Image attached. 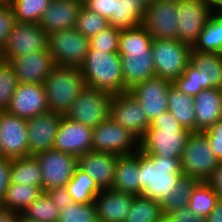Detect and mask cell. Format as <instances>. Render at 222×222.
Returning <instances> with one entry per match:
<instances>
[{
  "instance_id": "681fc988",
  "label": "cell",
  "mask_w": 222,
  "mask_h": 222,
  "mask_svg": "<svg viewBox=\"0 0 222 222\" xmlns=\"http://www.w3.org/2000/svg\"><path fill=\"white\" fill-rule=\"evenodd\" d=\"M218 194V197L222 199V162L218 163L217 168L214 170L213 175L207 181Z\"/></svg>"
},
{
  "instance_id": "3957f363",
  "label": "cell",
  "mask_w": 222,
  "mask_h": 222,
  "mask_svg": "<svg viewBox=\"0 0 222 222\" xmlns=\"http://www.w3.org/2000/svg\"><path fill=\"white\" fill-rule=\"evenodd\" d=\"M191 134L170 111L154 118L139 139V150L148 155L181 158Z\"/></svg>"
},
{
  "instance_id": "30bf717a",
  "label": "cell",
  "mask_w": 222,
  "mask_h": 222,
  "mask_svg": "<svg viewBox=\"0 0 222 222\" xmlns=\"http://www.w3.org/2000/svg\"><path fill=\"white\" fill-rule=\"evenodd\" d=\"M111 100L109 93L86 86L64 116L94 129L110 117Z\"/></svg>"
},
{
  "instance_id": "44dd1931",
  "label": "cell",
  "mask_w": 222,
  "mask_h": 222,
  "mask_svg": "<svg viewBox=\"0 0 222 222\" xmlns=\"http://www.w3.org/2000/svg\"><path fill=\"white\" fill-rule=\"evenodd\" d=\"M93 129L68 119L64 115L55 137L53 149L77 158L92 150Z\"/></svg>"
},
{
  "instance_id": "ffe728a7",
  "label": "cell",
  "mask_w": 222,
  "mask_h": 222,
  "mask_svg": "<svg viewBox=\"0 0 222 222\" xmlns=\"http://www.w3.org/2000/svg\"><path fill=\"white\" fill-rule=\"evenodd\" d=\"M62 116L48 111L27 120L29 156L53 149Z\"/></svg>"
},
{
  "instance_id": "6f0895ef",
  "label": "cell",
  "mask_w": 222,
  "mask_h": 222,
  "mask_svg": "<svg viewBox=\"0 0 222 222\" xmlns=\"http://www.w3.org/2000/svg\"><path fill=\"white\" fill-rule=\"evenodd\" d=\"M2 157V153H1V146H0V158Z\"/></svg>"
},
{
  "instance_id": "4dcf8cb0",
  "label": "cell",
  "mask_w": 222,
  "mask_h": 222,
  "mask_svg": "<svg viewBox=\"0 0 222 222\" xmlns=\"http://www.w3.org/2000/svg\"><path fill=\"white\" fill-rule=\"evenodd\" d=\"M192 49L203 53H222V16L216 11L211 14Z\"/></svg>"
},
{
  "instance_id": "d6986e66",
  "label": "cell",
  "mask_w": 222,
  "mask_h": 222,
  "mask_svg": "<svg viewBox=\"0 0 222 222\" xmlns=\"http://www.w3.org/2000/svg\"><path fill=\"white\" fill-rule=\"evenodd\" d=\"M7 112L23 119H30L48 112L46 92L43 84L18 83Z\"/></svg>"
},
{
  "instance_id": "8fae6325",
  "label": "cell",
  "mask_w": 222,
  "mask_h": 222,
  "mask_svg": "<svg viewBox=\"0 0 222 222\" xmlns=\"http://www.w3.org/2000/svg\"><path fill=\"white\" fill-rule=\"evenodd\" d=\"M33 156L38 161L41 170L43 192L66 186L78 167L76 156L56 149L42 151Z\"/></svg>"
},
{
  "instance_id": "7402d4cb",
  "label": "cell",
  "mask_w": 222,
  "mask_h": 222,
  "mask_svg": "<svg viewBox=\"0 0 222 222\" xmlns=\"http://www.w3.org/2000/svg\"><path fill=\"white\" fill-rule=\"evenodd\" d=\"M18 83L44 84L51 69L55 66L48 50L34 51L16 56L10 61Z\"/></svg>"
},
{
  "instance_id": "816d5d0a",
  "label": "cell",
  "mask_w": 222,
  "mask_h": 222,
  "mask_svg": "<svg viewBox=\"0 0 222 222\" xmlns=\"http://www.w3.org/2000/svg\"><path fill=\"white\" fill-rule=\"evenodd\" d=\"M21 213L0 207V222H17Z\"/></svg>"
},
{
  "instance_id": "9c48e42d",
  "label": "cell",
  "mask_w": 222,
  "mask_h": 222,
  "mask_svg": "<svg viewBox=\"0 0 222 222\" xmlns=\"http://www.w3.org/2000/svg\"><path fill=\"white\" fill-rule=\"evenodd\" d=\"M89 48V38L76 28L48 34L47 49L57 66L80 68Z\"/></svg>"
},
{
  "instance_id": "9a60e30c",
  "label": "cell",
  "mask_w": 222,
  "mask_h": 222,
  "mask_svg": "<svg viewBox=\"0 0 222 222\" xmlns=\"http://www.w3.org/2000/svg\"><path fill=\"white\" fill-rule=\"evenodd\" d=\"M214 11L204 0H177L179 40L193 46Z\"/></svg>"
},
{
  "instance_id": "ee69618b",
  "label": "cell",
  "mask_w": 222,
  "mask_h": 222,
  "mask_svg": "<svg viewBox=\"0 0 222 222\" xmlns=\"http://www.w3.org/2000/svg\"><path fill=\"white\" fill-rule=\"evenodd\" d=\"M14 23L12 7L0 6V49L5 45Z\"/></svg>"
},
{
  "instance_id": "4316f807",
  "label": "cell",
  "mask_w": 222,
  "mask_h": 222,
  "mask_svg": "<svg viewBox=\"0 0 222 222\" xmlns=\"http://www.w3.org/2000/svg\"><path fill=\"white\" fill-rule=\"evenodd\" d=\"M139 150L134 154L120 155L116 161L115 179L111 189L140 195Z\"/></svg>"
},
{
  "instance_id": "74e56055",
  "label": "cell",
  "mask_w": 222,
  "mask_h": 222,
  "mask_svg": "<svg viewBox=\"0 0 222 222\" xmlns=\"http://www.w3.org/2000/svg\"><path fill=\"white\" fill-rule=\"evenodd\" d=\"M52 0H14L12 10L15 21L39 23Z\"/></svg>"
},
{
  "instance_id": "11a10c76",
  "label": "cell",
  "mask_w": 222,
  "mask_h": 222,
  "mask_svg": "<svg viewBox=\"0 0 222 222\" xmlns=\"http://www.w3.org/2000/svg\"><path fill=\"white\" fill-rule=\"evenodd\" d=\"M17 222H35V221L28 220L25 217H23L22 215H20V217H19Z\"/></svg>"
},
{
  "instance_id": "836d02e7",
  "label": "cell",
  "mask_w": 222,
  "mask_h": 222,
  "mask_svg": "<svg viewBox=\"0 0 222 222\" xmlns=\"http://www.w3.org/2000/svg\"><path fill=\"white\" fill-rule=\"evenodd\" d=\"M163 218L162 207L158 201L136 195L124 222H163Z\"/></svg>"
},
{
  "instance_id": "7dc6e473",
  "label": "cell",
  "mask_w": 222,
  "mask_h": 222,
  "mask_svg": "<svg viewBox=\"0 0 222 222\" xmlns=\"http://www.w3.org/2000/svg\"><path fill=\"white\" fill-rule=\"evenodd\" d=\"M45 193L58 206L60 211L67 208L69 204L73 203L72 197L68 193L66 186L56 187L46 191Z\"/></svg>"
},
{
  "instance_id": "f6af8a7d",
  "label": "cell",
  "mask_w": 222,
  "mask_h": 222,
  "mask_svg": "<svg viewBox=\"0 0 222 222\" xmlns=\"http://www.w3.org/2000/svg\"><path fill=\"white\" fill-rule=\"evenodd\" d=\"M163 222H205V217L185 207L164 214Z\"/></svg>"
},
{
  "instance_id": "f546056e",
  "label": "cell",
  "mask_w": 222,
  "mask_h": 222,
  "mask_svg": "<svg viewBox=\"0 0 222 222\" xmlns=\"http://www.w3.org/2000/svg\"><path fill=\"white\" fill-rule=\"evenodd\" d=\"M42 193V187L10 183L0 207L21 213Z\"/></svg>"
},
{
  "instance_id": "f907efd6",
  "label": "cell",
  "mask_w": 222,
  "mask_h": 222,
  "mask_svg": "<svg viewBox=\"0 0 222 222\" xmlns=\"http://www.w3.org/2000/svg\"><path fill=\"white\" fill-rule=\"evenodd\" d=\"M205 222H222V199H218L214 209L205 217Z\"/></svg>"
},
{
  "instance_id": "4fadbf2b",
  "label": "cell",
  "mask_w": 222,
  "mask_h": 222,
  "mask_svg": "<svg viewBox=\"0 0 222 222\" xmlns=\"http://www.w3.org/2000/svg\"><path fill=\"white\" fill-rule=\"evenodd\" d=\"M177 0L147 2L142 25L153 40H179Z\"/></svg>"
},
{
  "instance_id": "ac0fdd59",
  "label": "cell",
  "mask_w": 222,
  "mask_h": 222,
  "mask_svg": "<svg viewBox=\"0 0 222 222\" xmlns=\"http://www.w3.org/2000/svg\"><path fill=\"white\" fill-rule=\"evenodd\" d=\"M172 85L171 80L154 77L139 82L129 91L138 99L142 110L151 122L168 111V91Z\"/></svg>"
},
{
  "instance_id": "d590c367",
  "label": "cell",
  "mask_w": 222,
  "mask_h": 222,
  "mask_svg": "<svg viewBox=\"0 0 222 222\" xmlns=\"http://www.w3.org/2000/svg\"><path fill=\"white\" fill-rule=\"evenodd\" d=\"M59 214L58 206L45 192L21 212L23 217L35 222H57Z\"/></svg>"
},
{
  "instance_id": "5bb4252c",
  "label": "cell",
  "mask_w": 222,
  "mask_h": 222,
  "mask_svg": "<svg viewBox=\"0 0 222 222\" xmlns=\"http://www.w3.org/2000/svg\"><path fill=\"white\" fill-rule=\"evenodd\" d=\"M48 34L39 23L15 21L8 39L1 49V59L10 61L16 56H22L34 51L47 49Z\"/></svg>"
},
{
  "instance_id": "2e32d148",
  "label": "cell",
  "mask_w": 222,
  "mask_h": 222,
  "mask_svg": "<svg viewBox=\"0 0 222 222\" xmlns=\"http://www.w3.org/2000/svg\"><path fill=\"white\" fill-rule=\"evenodd\" d=\"M110 117L138 139L151 124L138 99L130 91L112 95Z\"/></svg>"
},
{
  "instance_id": "d4e9b609",
  "label": "cell",
  "mask_w": 222,
  "mask_h": 222,
  "mask_svg": "<svg viewBox=\"0 0 222 222\" xmlns=\"http://www.w3.org/2000/svg\"><path fill=\"white\" fill-rule=\"evenodd\" d=\"M133 198L132 194L102 189L94 199L98 222H124Z\"/></svg>"
},
{
  "instance_id": "603a6c76",
  "label": "cell",
  "mask_w": 222,
  "mask_h": 222,
  "mask_svg": "<svg viewBox=\"0 0 222 222\" xmlns=\"http://www.w3.org/2000/svg\"><path fill=\"white\" fill-rule=\"evenodd\" d=\"M118 156L113 153L91 150L78 157V167L95 180L101 189H110L115 179Z\"/></svg>"
},
{
  "instance_id": "8992f818",
  "label": "cell",
  "mask_w": 222,
  "mask_h": 222,
  "mask_svg": "<svg viewBox=\"0 0 222 222\" xmlns=\"http://www.w3.org/2000/svg\"><path fill=\"white\" fill-rule=\"evenodd\" d=\"M49 111L65 115L86 87L80 68L55 65L44 81Z\"/></svg>"
},
{
  "instance_id": "7bdbcfd3",
  "label": "cell",
  "mask_w": 222,
  "mask_h": 222,
  "mask_svg": "<svg viewBox=\"0 0 222 222\" xmlns=\"http://www.w3.org/2000/svg\"><path fill=\"white\" fill-rule=\"evenodd\" d=\"M202 132L205 134L211 150L219 162H222V119Z\"/></svg>"
},
{
  "instance_id": "83f0119b",
  "label": "cell",
  "mask_w": 222,
  "mask_h": 222,
  "mask_svg": "<svg viewBox=\"0 0 222 222\" xmlns=\"http://www.w3.org/2000/svg\"><path fill=\"white\" fill-rule=\"evenodd\" d=\"M145 0H115L114 15L109 20L111 26L119 29H133L142 25L146 12Z\"/></svg>"
},
{
  "instance_id": "52a82bcc",
  "label": "cell",
  "mask_w": 222,
  "mask_h": 222,
  "mask_svg": "<svg viewBox=\"0 0 222 222\" xmlns=\"http://www.w3.org/2000/svg\"><path fill=\"white\" fill-rule=\"evenodd\" d=\"M218 163L219 160L211 150L205 134L202 131L191 132L180 158L183 175L208 181Z\"/></svg>"
},
{
  "instance_id": "7a4b0ae2",
  "label": "cell",
  "mask_w": 222,
  "mask_h": 222,
  "mask_svg": "<svg viewBox=\"0 0 222 222\" xmlns=\"http://www.w3.org/2000/svg\"><path fill=\"white\" fill-rule=\"evenodd\" d=\"M140 195L160 202L172 194L180 179V159L148 155L139 150Z\"/></svg>"
},
{
  "instance_id": "f5cc1de1",
  "label": "cell",
  "mask_w": 222,
  "mask_h": 222,
  "mask_svg": "<svg viewBox=\"0 0 222 222\" xmlns=\"http://www.w3.org/2000/svg\"><path fill=\"white\" fill-rule=\"evenodd\" d=\"M211 5V7L215 10L219 5L222 4V0H204Z\"/></svg>"
},
{
  "instance_id": "277c9868",
  "label": "cell",
  "mask_w": 222,
  "mask_h": 222,
  "mask_svg": "<svg viewBox=\"0 0 222 222\" xmlns=\"http://www.w3.org/2000/svg\"><path fill=\"white\" fill-rule=\"evenodd\" d=\"M172 84L180 92L193 97L203 89H221L222 53H203L191 49L190 63Z\"/></svg>"
},
{
  "instance_id": "ba28073f",
  "label": "cell",
  "mask_w": 222,
  "mask_h": 222,
  "mask_svg": "<svg viewBox=\"0 0 222 222\" xmlns=\"http://www.w3.org/2000/svg\"><path fill=\"white\" fill-rule=\"evenodd\" d=\"M192 46L180 40H152L156 77L171 80L180 77L190 63Z\"/></svg>"
},
{
  "instance_id": "f35d334b",
  "label": "cell",
  "mask_w": 222,
  "mask_h": 222,
  "mask_svg": "<svg viewBox=\"0 0 222 222\" xmlns=\"http://www.w3.org/2000/svg\"><path fill=\"white\" fill-rule=\"evenodd\" d=\"M110 26L109 20L82 6L79 10L76 29L91 38Z\"/></svg>"
},
{
  "instance_id": "e0dca14e",
  "label": "cell",
  "mask_w": 222,
  "mask_h": 222,
  "mask_svg": "<svg viewBox=\"0 0 222 222\" xmlns=\"http://www.w3.org/2000/svg\"><path fill=\"white\" fill-rule=\"evenodd\" d=\"M0 146L4 158L29 156L27 120L0 111Z\"/></svg>"
},
{
  "instance_id": "1f68e13d",
  "label": "cell",
  "mask_w": 222,
  "mask_h": 222,
  "mask_svg": "<svg viewBox=\"0 0 222 222\" xmlns=\"http://www.w3.org/2000/svg\"><path fill=\"white\" fill-rule=\"evenodd\" d=\"M10 183L42 187L41 170L33 155L11 160Z\"/></svg>"
},
{
  "instance_id": "ab89813d",
  "label": "cell",
  "mask_w": 222,
  "mask_h": 222,
  "mask_svg": "<svg viewBox=\"0 0 222 222\" xmlns=\"http://www.w3.org/2000/svg\"><path fill=\"white\" fill-rule=\"evenodd\" d=\"M18 81L9 61L0 59V111H5L14 95Z\"/></svg>"
},
{
  "instance_id": "7c38bea8",
  "label": "cell",
  "mask_w": 222,
  "mask_h": 222,
  "mask_svg": "<svg viewBox=\"0 0 222 222\" xmlns=\"http://www.w3.org/2000/svg\"><path fill=\"white\" fill-rule=\"evenodd\" d=\"M92 150L119 156L134 154L139 150V139L109 117L93 129Z\"/></svg>"
},
{
  "instance_id": "bcb514c9",
  "label": "cell",
  "mask_w": 222,
  "mask_h": 222,
  "mask_svg": "<svg viewBox=\"0 0 222 222\" xmlns=\"http://www.w3.org/2000/svg\"><path fill=\"white\" fill-rule=\"evenodd\" d=\"M83 6L110 20L114 15L115 0H82Z\"/></svg>"
},
{
  "instance_id": "60d3db41",
  "label": "cell",
  "mask_w": 222,
  "mask_h": 222,
  "mask_svg": "<svg viewBox=\"0 0 222 222\" xmlns=\"http://www.w3.org/2000/svg\"><path fill=\"white\" fill-rule=\"evenodd\" d=\"M57 222H98L94 202L69 204L67 208L60 211Z\"/></svg>"
},
{
  "instance_id": "484cf974",
  "label": "cell",
  "mask_w": 222,
  "mask_h": 222,
  "mask_svg": "<svg viewBox=\"0 0 222 222\" xmlns=\"http://www.w3.org/2000/svg\"><path fill=\"white\" fill-rule=\"evenodd\" d=\"M196 132L206 130L222 119V90L203 89L194 96Z\"/></svg>"
},
{
  "instance_id": "5b68a950",
  "label": "cell",
  "mask_w": 222,
  "mask_h": 222,
  "mask_svg": "<svg viewBox=\"0 0 222 222\" xmlns=\"http://www.w3.org/2000/svg\"><path fill=\"white\" fill-rule=\"evenodd\" d=\"M87 87L117 95L124 92L121 56L118 52L89 51L80 66Z\"/></svg>"
},
{
  "instance_id": "db71d44e",
  "label": "cell",
  "mask_w": 222,
  "mask_h": 222,
  "mask_svg": "<svg viewBox=\"0 0 222 222\" xmlns=\"http://www.w3.org/2000/svg\"><path fill=\"white\" fill-rule=\"evenodd\" d=\"M14 0H0V6L12 7Z\"/></svg>"
},
{
  "instance_id": "b9f144b4",
  "label": "cell",
  "mask_w": 222,
  "mask_h": 222,
  "mask_svg": "<svg viewBox=\"0 0 222 222\" xmlns=\"http://www.w3.org/2000/svg\"><path fill=\"white\" fill-rule=\"evenodd\" d=\"M121 29L109 26L89 39L90 48L103 52H118Z\"/></svg>"
},
{
  "instance_id": "e575fe53",
  "label": "cell",
  "mask_w": 222,
  "mask_h": 222,
  "mask_svg": "<svg viewBox=\"0 0 222 222\" xmlns=\"http://www.w3.org/2000/svg\"><path fill=\"white\" fill-rule=\"evenodd\" d=\"M199 182L196 178L183 176L172 194L167 195L159 202L163 215L180 208L188 207L191 194Z\"/></svg>"
},
{
  "instance_id": "cb8c5ba5",
  "label": "cell",
  "mask_w": 222,
  "mask_h": 222,
  "mask_svg": "<svg viewBox=\"0 0 222 222\" xmlns=\"http://www.w3.org/2000/svg\"><path fill=\"white\" fill-rule=\"evenodd\" d=\"M82 0H52L43 13L39 25L47 33L76 27Z\"/></svg>"
},
{
  "instance_id": "9f6ffc18",
  "label": "cell",
  "mask_w": 222,
  "mask_h": 222,
  "mask_svg": "<svg viewBox=\"0 0 222 222\" xmlns=\"http://www.w3.org/2000/svg\"><path fill=\"white\" fill-rule=\"evenodd\" d=\"M215 11L222 16V4L219 5V6L215 9Z\"/></svg>"
},
{
  "instance_id": "8d00e7d4",
  "label": "cell",
  "mask_w": 222,
  "mask_h": 222,
  "mask_svg": "<svg viewBox=\"0 0 222 222\" xmlns=\"http://www.w3.org/2000/svg\"><path fill=\"white\" fill-rule=\"evenodd\" d=\"M218 199V194L212 186L207 181H200L191 194L188 208L196 214L206 217L214 209Z\"/></svg>"
},
{
  "instance_id": "d6a6232c",
  "label": "cell",
  "mask_w": 222,
  "mask_h": 222,
  "mask_svg": "<svg viewBox=\"0 0 222 222\" xmlns=\"http://www.w3.org/2000/svg\"><path fill=\"white\" fill-rule=\"evenodd\" d=\"M68 193L73 202L91 203L95 197L102 191L86 172L79 167L76 168L72 179L66 184Z\"/></svg>"
},
{
  "instance_id": "c3c4849f",
  "label": "cell",
  "mask_w": 222,
  "mask_h": 222,
  "mask_svg": "<svg viewBox=\"0 0 222 222\" xmlns=\"http://www.w3.org/2000/svg\"><path fill=\"white\" fill-rule=\"evenodd\" d=\"M10 158H0V204L2 203L6 190L10 184V167H11Z\"/></svg>"
},
{
  "instance_id": "6da1fadb",
  "label": "cell",
  "mask_w": 222,
  "mask_h": 222,
  "mask_svg": "<svg viewBox=\"0 0 222 222\" xmlns=\"http://www.w3.org/2000/svg\"><path fill=\"white\" fill-rule=\"evenodd\" d=\"M152 40L143 25L121 30L118 54L121 56L124 92L139 82L156 77Z\"/></svg>"
},
{
  "instance_id": "f1b7e54d",
  "label": "cell",
  "mask_w": 222,
  "mask_h": 222,
  "mask_svg": "<svg viewBox=\"0 0 222 222\" xmlns=\"http://www.w3.org/2000/svg\"><path fill=\"white\" fill-rule=\"evenodd\" d=\"M168 111L178 120L179 124L196 132L194 97L184 94L176 89L173 85L168 91Z\"/></svg>"
}]
</instances>
